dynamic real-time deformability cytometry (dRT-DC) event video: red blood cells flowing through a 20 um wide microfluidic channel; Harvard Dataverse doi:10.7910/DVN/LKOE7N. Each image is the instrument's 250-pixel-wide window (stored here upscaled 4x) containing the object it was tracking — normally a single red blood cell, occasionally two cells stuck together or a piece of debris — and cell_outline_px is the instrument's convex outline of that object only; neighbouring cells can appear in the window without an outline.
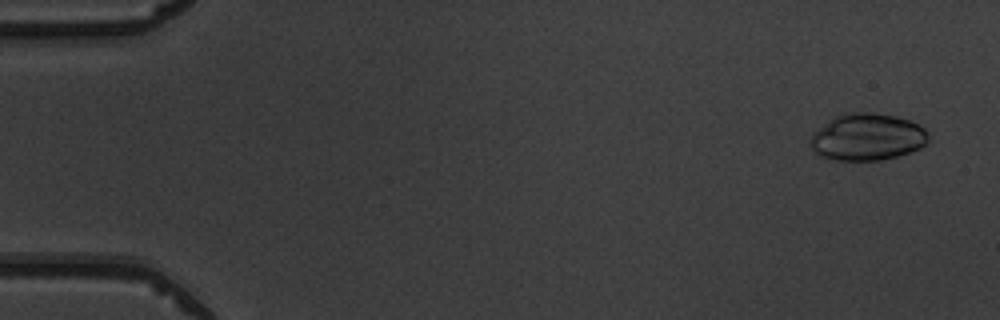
{"species": "common noctule bat (a hibernating species)", "species_latin": "Nyctalus noctula", "temperature_condition": "warm", "stored_images_in_passage": 50, "camera_frame_rate_fps": 3000, "um_per_image_px": 0.085, "animal": {"sex": "male", "body_mass_g": 19.5, "forearm_length_mm": 54.6}, "frame": {"image": 1, "passage_image": 2, "time_ms": 0.333, "image_size_px": [1000, 320], "cell_outline_px": [[928, 140], [920, 148], [896, 156], [880, 160], [836, 160], [820, 156], [812, 148], [808, 140], [812, 132], [836, 116], [852, 112], [872, 112], [896, 116], [908, 120], [924, 128], [928, 136]], "centroid_in_image_um": [73.68, 11.64], "position_along_channel_um": 11.3, "area_um2": 32.08}}
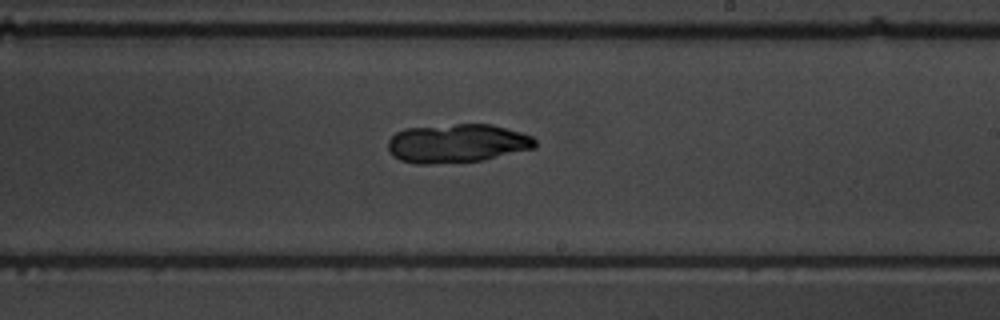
{"frame": {"image": 2, "passage_image": 30, "time_ms": 9.667, "image_size_px": [1000, 320], "cell_outline_px": [[536, 148], [484, 160], [428, 164], [416, 164], [400, 160], [392, 156], [388, 152], [388, 140], [396, 132], [404, 128], [456, 124], [492, 124], [520, 132], [532, 136], [536, 140]], "centroid_in_image_um": [38.84, 12.18], "position_along_channel_um": 250.2, "area_um2": 33.47}}
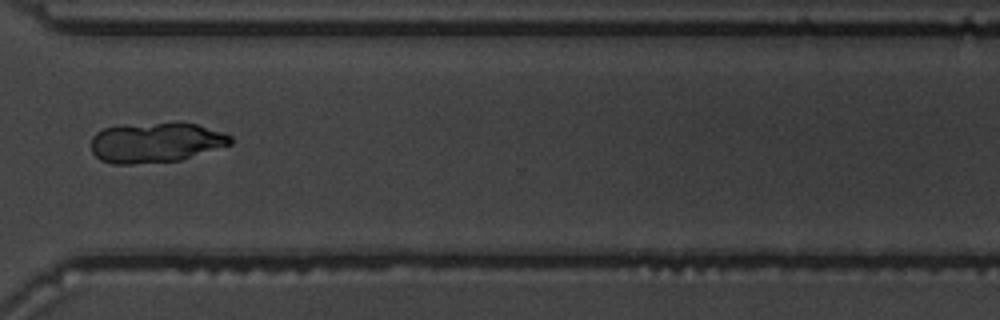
{"frame": {"image": 3, "passage_image": 38, "time_ms": 12.333, "image_size_px": [1000, 320], "cell_outline_px": [[232, 144], [180, 160], [132, 164], [112, 164], [100, 160], [92, 152], [92, 136], [96, 132], [104, 128], [176, 120], [196, 124], [224, 132], [232, 136]], "centroid_in_image_um": [13.27, 12.09], "position_along_channel_um": 357.3, "area_um2": 32.89}}